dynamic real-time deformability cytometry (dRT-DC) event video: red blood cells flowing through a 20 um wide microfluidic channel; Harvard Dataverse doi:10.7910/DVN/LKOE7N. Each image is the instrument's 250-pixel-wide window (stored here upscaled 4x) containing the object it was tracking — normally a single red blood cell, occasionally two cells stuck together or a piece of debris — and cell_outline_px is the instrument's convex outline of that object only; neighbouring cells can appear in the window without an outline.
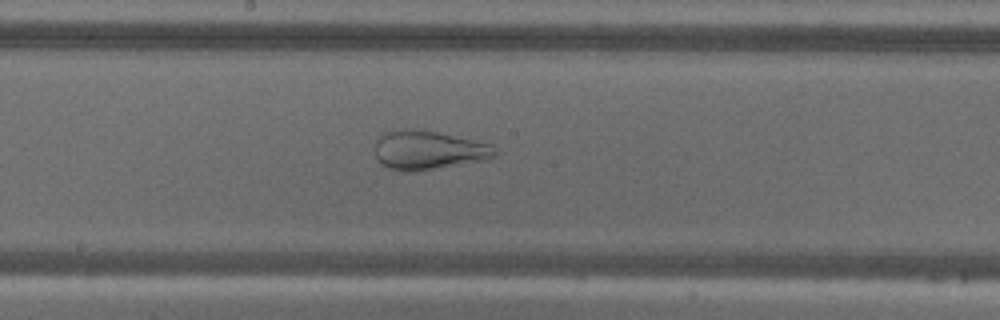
{"species": "common noctule bat (a hibernating species)", "species_latin": "Nyctalus noctula", "temperature_condition": "warm", "stored_images_in_passage": 56, "camera_frame_rate_fps": 3000, "um_per_image_px": 0.085, "animal": {"sex": "male", "body_mass_g": 18.8}, "frame": {"image": 1, "passage_image": 30, "time_ms": 9.667, "image_size_px": [1000, 320], "cell_outline_px": [[496, 156], [488, 160], [416, 172], [404, 172], [388, 168], [376, 156], [376, 140], [384, 132], [412, 128], [436, 132], [492, 144], [496, 152]], "centroid_in_image_um": [36.44, 12.78], "position_along_channel_um": 211.8, "area_um2": 27.28}}
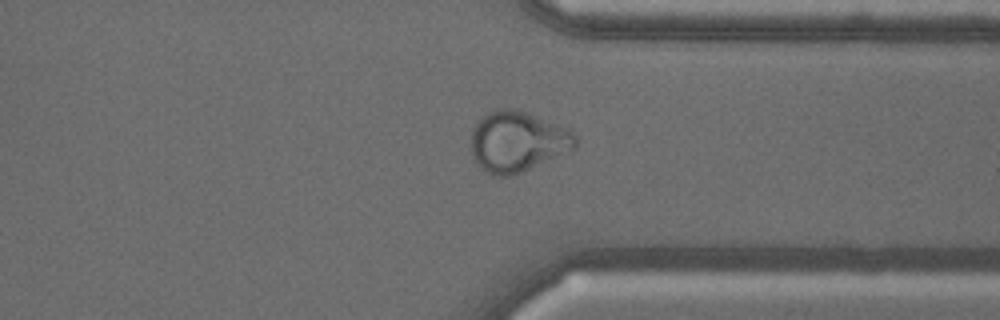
{"frame": {"image": 2, "passage_image": 43, "time_ms": 14.0, "image_size_px": [1000, 320], "cell_outline_px": [[576, 148], [520, 172], [508, 176], [492, 176], [480, 168], [476, 164], [472, 156], [472, 132], [476, 124], [488, 112], [500, 108], [512, 108], [524, 112], [568, 128], [576, 136]], "centroid_in_image_um": [43.97, 12.04], "position_along_channel_um": 367.4, "area_um2": 36.36}}
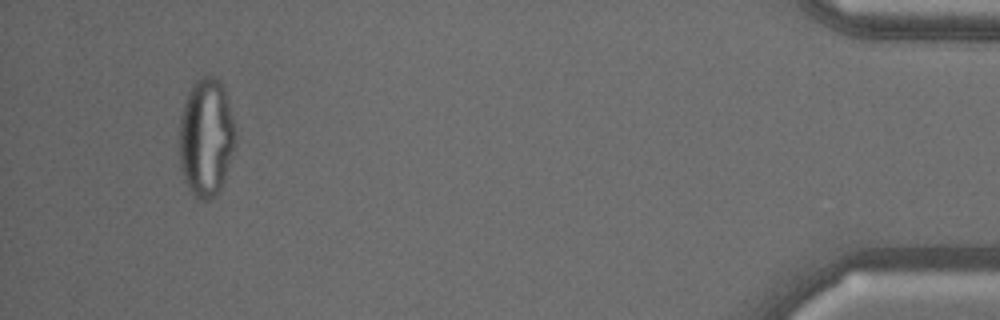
{"frame": {"image": 3, "passage_image": 53, "time_ms": 17.333, "image_size_px": [1000, 320], "cell_outline_px": [[236, 140], [232, 156], [224, 180], [216, 196], [208, 200], [196, 200], [192, 196], [184, 180], [180, 168], [180, 116], [188, 92], [192, 84], [200, 76], [216, 76], [224, 84], [236, 132]], "centroid_in_image_um": [17.53, 11.69], "position_along_channel_um": 417.7, "area_um2": 39.3}}